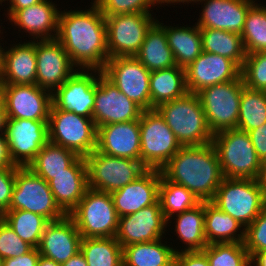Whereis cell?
I'll return each mask as SVG.
<instances>
[{"instance_id": "cell-1", "label": "cell", "mask_w": 266, "mask_h": 266, "mask_svg": "<svg viewBox=\"0 0 266 266\" xmlns=\"http://www.w3.org/2000/svg\"><path fill=\"white\" fill-rule=\"evenodd\" d=\"M60 11L57 40L82 70L102 71L109 59L105 17L98 7Z\"/></svg>"}, {"instance_id": "cell-2", "label": "cell", "mask_w": 266, "mask_h": 266, "mask_svg": "<svg viewBox=\"0 0 266 266\" xmlns=\"http://www.w3.org/2000/svg\"><path fill=\"white\" fill-rule=\"evenodd\" d=\"M160 171L166 179L186 187L200 201H211L224 178L212 142L182 146Z\"/></svg>"}, {"instance_id": "cell-3", "label": "cell", "mask_w": 266, "mask_h": 266, "mask_svg": "<svg viewBox=\"0 0 266 266\" xmlns=\"http://www.w3.org/2000/svg\"><path fill=\"white\" fill-rule=\"evenodd\" d=\"M155 109L181 146H200L212 142L214 135L197 94L187 92L180 98L159 104Z\"/></svg>"}, {"instance_id": "cell-4", "label": "cell", "mask_w": 266, "mask_h": 266, "mask_svg": "<svg viewBox=\"0 0 266 266\" xmlns=\"http://www.w3.org/2000/svg\"><path fill=\"white\" fill-rule=\"evenodd\" d=\"M216 149L223 177L230 179H256L261 166L257 152L247 132L238 129L214 134Z\"/></svg>"}, {"instance_id": "cell-5", "label": "cell", "mask_w": 266, "mask_h": 266, "mask_svg": "<svg viewBox=\"0 0 266 266\" xmlns=\"http://www.w3.org/2000/svg\"><path fill=\"white\" fill-rule=\"evenodd\" d=\"M211 202L247 228L266 205L256 179L223 178Z\"/></svg>"}, {"instance_id": "cell-6", "label": "cell", "mask_w": 266, "mask_h": 266, "mask_svg": "<svg viewBox=\"0 0 266 266\" xmlns=\"http://www.w3.org/2000/svg\"><path fill=\"white\" fill-rule=\"evenodd\" d=\"M82 238L115 237L119 216L110 193L88 189L69 213Z\"/></svg>"}, {"instance_id": "cell-7", "label": "cell", "mask_w": 266, "mask_h": 266, "mask_svg": "<svg viewBox=\"0 0 266 266\" xmlns=\"http://www.w3.org/2000/svg\"><path fill=\"white\" fill-rule=\"evenodd\" d=\"M88 187L112 193L143 175L148 168L137 160L103 154L96 149L85 157Z\"/></svg>"}, {"instance_id": "cell-8", "label": "cell", "mask_w": 266, "mask_h": 266, "mask_svg": "<svg viewBox=\"0 0 266 266\" xmlns=\"http://www.w3.org/2000/svg\"><path fill=\"white\" fill-rule=\"evenodd\" d=\"M48 141L86 157L97 146V127L92 118L51 108L48 119Z\"/></svg>"}, {"instance_id": "cell-9", "label": "cell", "mask_w": 266, "mask_h": 266, "mask_svg": "<svg viewBox=\"0 0 266 266\" xmlns=\"http://www.w3.org/2000/svg\"><path fill=\"white\" fill-rule=\"evenodd\" d=\"M244 87L242 76H240L229 82L205 87L196 93L213 135L224 130L237 129Z\"/></svg>"}, {"instance_id": "cell-10", "label": "cell", "mask_w": 266, "mask_h": 266, "mask_svg": "<svg viewBox=\"0 0 266 266\" xmlns=\"http://www.w3.org/2000/svg\"><path fill=\"white\" fill-rule=\"evenodd\" d=\"M26 210L45 217L49 222L64 218L67 214L56 203L49 183L28 167H19L9 210Z\"/></svg>"}, {"instance_id": "cell-11", "label": "cell", "mask_w": 266, "mask_h": 266, "mask_svg": "<svg viewBox=\"0 0 266 266\" xmlns=\"http://www.w3.org/2000/svg\"><path fill=\"white\" fill-rule=\"evenodd\" d=\"M139 126L141 162L148 169L161 170L182 146L156 109L143 110Z\"/></svg>"}, {"instance_id": "cell-12", "label": "cell", "mask_w": 266, "mask_h": 266, "mask_svg": "<svg viewBox=\"0 0 266 266\" xmlns=\"http://www.w3.org/2000/svg\"><path fill=\"white\" fill-rule=\"evenodd\" d=\"M157 21L152 14L132 13L105 17L109 58L135 56L150 27Z\"/></svg>"}, {"instance_id": "cell-13", "label": "cell", "mask_w": 266, "mask_h": 266, "mask_svg": "<svg viewBox=\"0 0 266 266\" xmlns=\"http://www.w3.org/2000/svg\"><path fill=\"white\" fill-rule=\"evenodd\" d=\"M102 73L143 110H151V72L135 56L109 58Z\"/></svg>"}, {"instance_id": "cell-14", "label": "cell", "mask_w": 266, "mask_h": 266, "mask_svg": "<svg viewBox=\"0 0 266 266\" xmlns=\"http://www.w3.org/2000/svg\"><path fill=\"white\" fill-rule=\"evenodd\" d=\"M7 119L48 121L52 106V92L36 84L0 85Z\"/></svg>"}, {"instance_id": "cell-15", "label": "cell", "mask_w": 266, "mask_h": 266, "mask_svg": "<svg viewBox=\"0 0 266 266\" xmlns=\"http://www.w3.org/2000/svg\"><path fill=\"white\" fill-rule=\"evenodd\" d=\"M5 136L13 164L28 167L48 142V121L7 119Z\"/></svg>"}, {"instance_id": "cell-16", "label": "cell", "mask_w": 266, "mask_h": 266, "mask_svg": "<svg viewBox=\"0 0 266 266\" xmlns=\"http://www.w3.org/2000/svg\"><path fill=\"white\" fill-rule=\"evenodd\" d=\"M143 109L130 100L103 74L96 83L92 119L96 127L139 120Z\"/></svg>"}, {"instance_id": "cell-17", "label": "cell", "mask_w": 266, "mask_h": 266, "mask_svg": "<svg viewBox=\"0 0 266 266\" xmlns=\"http://www.w3.org/2000/svg\"><path fill=\"white\" fill-rule=\"evenodd\" d=\"M101 73L100 70L78 69L62 86L52 92L51 108L92 118L96 83Z\"/></svg>"}, {"instance_id": "cell-18", "label": "cell", "mask_w": 266, "mask_h": 266, "mask_svg": "<svg viewBox=\"0 0 266 266\" xmlns=\"http://www.w3.org/2000/svg\"><path fill=\"white\" fill-rule=\"evenodd\" d=\"M36 85L53 92L78 68L57 39L36 40Z\"/></svg>"}, {"instance_id": "cell-19", "label": "cell", "mask_w": 266, "mask_h": 266, "mask_svg": "<svg viewBox=\"0 0 266 266\" xmlns=\"http://www.w3.org/2000/svg\"><path fill=\"white\" fill-rule=\"evenodd\" d=\"M167 219L165 218L159 200L139 211L119 217L116 240L122 247L135 243L152 242L165 238ZM165 231V232H164Z\"/></svg>"}, {"instance_id": "cell-20", "label": "cell", "mask_w": 266, "mask_h": 266, "mask_svg": "<svg viewBox=\"0 0 266 266\" xmlns=\"http://www.w3.org/2000/svg\"><path fill=\"white\" fill-rule=\"evenodd\" d=\"M241 76V68L231 59L202 51L185 68L188 92L197 93L205 87L229 82Z\"/></svg>"}, {"instance_id": "cell-21", "label": "cell", "mask_w": 266, "mask_h": 266, "mask_svg": "<svg viewBox=\"0 0 266 266\" xmlns=\"http://www.w3.org/2000/svg\"><path fill=\"white\" fill-rule=\"evenodd\" d=\"M96 150L110 156L141 161L139 120L98 127Z\"/></svg>"}, {"instance_id": "cell-22", "label": "cell", "mask_w": 266, "mask_h": 266, "mask_svg": "<svg viewBox=\"0 0 266 266\" xmlns=\"http://www.w3.org/2000/svg\"><path fill=\"white\" fill-rule=\"evenodd\" d=\"M81 239L74 220L66 215L47 224L37 249L40 255L62 264L80 251Z\"/></svg>"}, {"instance_id": "cell-23", "label": "cell", "mask_w": 266, "mask_h": 266, "mask_svg": "<svg viewBox=\"0 0 266 266\" xmlns=\"http://www.w3.org/2000/svg\"><path fill=\"white\" fill-rule=\"evenodd\" d=\"M160 180V170L148 169L135 181L112 192L111 196L117 215L122 217L155 204L159 199Z\"/></svg>"}, {"instance_id": "cell-24", "label": "cell", "mask_w": 266, "mask_h": 266, "mask_svg": "<svg viewBox=\"0 0 266 266\" xmlns=\"http://www.w3.org/2000/svg\"><path fill=\"white\" fill-rule=\"evenodd\" d=\"M203 9L196 25L233 33H242L245 17L254 0H198Z\"/></svg>"}, {"instance_id": "cell-25", "label": "cell", "mask_w": 266, "mask_h": 266, "mask_svg": "<svg viewBox=\"0 0 266 266\" xmlns=\"http://www.w3.org/2000/svg\"><path fill=\"white\" fill-rule=\"evenodd\" d=\"M7 49L2 51L0 85L36 84V40L13 43Z\"/></svg>"}, {"instance_id": "cell-26", "label": "cell", "mask_w": 266, "mask_h": 266, "mask_svg": "<svg viewBox=\"0 0 266 266\" xmlns=\"http://www.w3.org/2000/svg\"><path fill=\"white\" fill-rule=\"evenodd\" d=\"M52 0L16 11L8 20L14 27L29 33L33 40L56 39L60 10Z\"/></svg>"}, {"instance_id": "cell-27", "label": "cell", "mask_w": 266, "mask_h": 266, "mask_svg": "<svg viewBox=\"0 0 266 266\" xmlns=\"http://www.w3.org/2000/svg\"><path fill=\"white\" fill-rule=\"evenodd\" d=\"M48 183L56 203L69 215L89 189L85 157L79 156L65 172L53 175Z\"/></svg>"}, {"instance_id": "cell-28", "label": "cell", "mask_w": 266, "mask_h": 266, "mask_svg": "<svg viewBox=\"0 0 266 266\" xmlns=\"http://www.w3.org/2000/svg\"><path fill=\"white\" fill-rule=\"evenodd\" d=\"M135 57L150 72L176 66L165 29L156 21L147 31L145 40Z\"/></svg>"}, {"instance_id": "cell-29", "label": "cell", "mask_w": 266, "mask_h": 266, "mask_svg": "<svg viewBox=\"0 0 266 266\" xmlns=\"http://www.w3.org/2000/svg\"><path fill=\"white\" fill-rule=\"evenodd\" d=\"M245 229L236 219L220 210L211 201H205L204 234L208 245L244 242Z\"/></svg>"}, {"instance_id": "cell-30", "label": "cell", "mask_w": 266, "mask_h": 266, "mask_svg": "<svg viewBox=\"0 0 266 266\" xmlns=\"http://www.w3.org/2000/svg\"><path fill=\"white\" fill-rule=\"evenodd\" d=\"M175 215L176 218L172 216L167 220V224L172 222L170 219L175 220L174 232L181 243L185 244L184 249H179V251H202L208 245L204 234L205 201H201L195 207Z\"/></svg>"}, {"instance_id": "cell-31", "label": "cell", "mask_w": 266, "mask_h": 266, "mask_svg": "<svg viewBox=\"0 0 266 266\" xmlns=\"http://www.w3.org/2000/svg\"><path fill=\"white\" fill-rule=\"evenodd\" d=\"M157 22L165 29L167 42L173 52L177 66L188 67L202 53V38L200 28L194 26H166Z\"/></svg>"}, {"instance_id": "cell-32", "label": "cell", "mask_w": 266, "mask_h": 266, "mask_svg": "<svg viewBox=\"0 0 266 266\" xmlns=\"http://www.w3.org/2000/svg\"><path fill=\"white\" fill-rule=\"evenodd\" d=\"M170 246L162 238L124 246L123 266H174V256L179 250Z\"/></svg>"}, {"instance_id": "cell-33", "label": "cell", "mask_w": 266, "mask_h": 266, "mask_svg": "<svg viewBox=\"0 0 266 266\" xmlns=\"http://www.w3.org/2000/svg\"><path fill=\"white\" fill-rule=\"evenodd\" d=\"M187 92L184 68L176 65L168 69L151 72V109H155L161 103L180 98Z\"/></svg>"}, {"instance_id": "cell-34", "label": "cell", "mask_w": 266, "mask_h": 266, "mask_svg": "<svg viewBox=\"0 0 266 266\" xmlns=\"http://www.w3.org/2000/svg\"><path fill=\"white\" fill-rule=\"evenodd\" d=\"M202 50L234 61L240 68L246 51L240 34L212 28H200Z\"/></svg>"}, {"instance_id": "cell-35", "label": "cell", "mask_w": 266, "mask_h": 266, "mask_svg": "<svg viewBox=\"0 0 266 266\" xmlns=\"http://www.w3.org/2000/svg\"><path fill=\"white\" fill-rule=\"evenodd\" d=\"M78 157L75 152L48 141L29 164L28 168L49 182L53 179V175L65 172V169Z\"/></svg>"}, {"instance_id": "cell-36", "label": "cell", "mask_w": 266, "mask_h": 266, "mask_svg": "<svg viewBox=\"0 0 266 266\" xmlns=\"http://www.w3.org/2000/svg\"><path fill=\"white\" fill-rule=\"evenodd\" d=\"M80 251L88 266H123V247L115 237L82 238Z\"/></svg>"}, {"instance_id": "cell-37", "label": "cell", "mask_w": 266, "mask_h": 266, "mask_svg": "<svg viewBox=\"0 0 266 266\" xmlns=\"http://www.w3.org/2000/svg\"><path fill=\"white\" fill-rule=\"evenodd\" d=\"M0 217L33 248L38 247L43 231L49 223L45 217L26 210L6 211Z\"/></svg>"}, {"instance_id": "cell-38", "label": "cell", "mask_w": 266, "mask_h": 266, "mask_svg": "<svg viewBox=\"0 0 266 266\" xmlns=\"http://www.w3.org/2000/svg\"><path fill=\"white\" fill-rule=\"evenodd\" d=\"M158 200L161 210L167 220L175 216V213L185 212L201 202L186 187L169 181L162 174Z\"/></svg>"}, {"instance_id": "cell-39", "label": "cell", "mask_w": 266, "mask_h": 266, "mask_svg": "<svg viewBox=\"0 0 266 266\" xmlns=\"http://www.w3.org/2000/svg\"><path fill=\"white\" fill-rule=\"evenodd\" d=\"M266 122V91L242 90L237 129L248 132Z\"/></svg>"}, {"instance_id": "cell-40", "label": "cell", "mask_w": 266, "mask_h": 266, "mask_svg": "<svg viewBox=\"0 0 266 266\" xmlns=\"http://www.w3.org/2000/svg\"><path fill=\"white\" fill-rule=\"evenodd\" d=\"M266 5L254 3L248 10L241 38L246 54L266 51Z\"/></svg>"}, {"instance_id": "cell-41", "label": "cell", "mask_w": 266, "mask_h": 266, "mask_svg": "<svg viewBox=\"0 0 266 266\" xmlns=\"http://www.w3.org/2000/svg\"><path fill=\"white\" fill-rule=\"evenodd\" d=\"M202 252L210 266H250V257L244 242L213 243Z\"/></svg>"}, {"instance_id": "cell-42", "label": "cell", "mask_w": 266, "mask_h": 266, "mask_svg": "<svg viewBox=\"0 0 266 266\" xmlns=\"http://www.w3.org/2000/svg\"><path fill=\"white\" fill-rule=\"evenodd\" d=\"M241 76L247 88L266 91V51L246 54Z\"/></svg>"}, {"instance_id": "cell-43", "label": "cell", "mask_w": 266, "mask_h": 266, "mask_svg": "<svg viewBox=\"0 0 266 266\" xmlns=\"http://www.w3.org/2000/svg\"><path fill=\"white\" fill-rule=\"evenodd\" d=\"M92 2L104 17L132 13L151 14L153 11L151 9L155 8V4L158 5L157 0H94Z\"/></svg>"}, {"instance_id": "cell-44", "label": "cell", "mask_w": 266, "mask_h": 266, "mask_svg": "<svg viewBox=\"0 0 266 266\" xmlns=\"http://www.w3.org/2000/svg\"><path fill=\"white\" fill-rule=\"evenodd\" d=\"M244 245L250 259L257 253L266 252V205L245 229Z\"/></svg>"}, {"instance_id": "cell-45", "label": "cell", "mask_w": 266, "mask_h": 266, "mask_svg": "<svg viewBox=\"0 0 266 266\" xmlns=\"http://www.w3.org/2000/svg\"><path fill=\"white\" fill-rule=\"evenodd\" d=\"M32 249L33 247L22 240L0 217V257L3 260L14 258Z\"/></svg>"}, {"instance_id": "cell-46", "label": "cell", "mask_w": 266, "mask_h": 266, "mask_svg": "<svg viewBox=\"0 0 266 266\" xmlns=\"http://www.w3.org/2000/svg\"><path fill=\"white\" fill-rule=\"evenodd\" d=\"M18 168L4 167L0 169V216L9 210L15 184V173Z\"/></svg>"}, {"instance_id": "cell-47", "label": "cell", "mask_w": 266, "mask_h": 266, "mask_svg": "<svg viewBox=\"0 0 266 266\" xmlns=\"http://www.w3.org/2000/svg\"><path fill=\"white\" fill-rule=\"evenodd\" d=\"M174 266H210L202 251H179L174 256Z\"/></svg>"}, {"instance_id": "cell-48", "label": "cell", "mask_w": 266, "mask_h": 266, "mask_svg": "<svg viewBox=\"0 0 266 266\" xmlns=\"http://www.w3.org/2000/svg\"><path fill=\"white\" fill-rule=\"evenodd\" d=\"M261 161L266 160V122L247 132Z\"/></svg>"}, {"instance_id": "cell-49", "label": "cell", "mask_w": 266, "mask_h": 266, "mask_svg": "<svg viewBox=\"0 0 266 266\" xmlns=\"http://www.w3.org/2000/svg\"><path fill=\"white\" fill-rule=\"evenodd\" d=\"M40 258V253L37 248L18 257L4 259L3 266H37Z\"/></svg>"}, {"instance_id": "cell-50", "label": "cell", "mask_w": 266, "mask_h": 266, "mask_svg": "<svg viewBox=\"0 0 266 266\" xmlns=\"http://www.w3.org/2000/svg\"><path fill=\"white\" fill-rule=\"evenodd\" d=\"M4 167H18L15 166L10 158L8 143L5 133H0V169Z\"/></svg>"}, {"instance_id": "cell-51", "label": "cell", "mask_w": 266, "mask_h": 266, "mask_svg": "<svg viewBox=\"0 0 266 266\" xmlns=\"http://www.w3.org/2000/svg\"><path fill=\"white\" fill-rule=\"evenodd\" d=\"M10 5L9 8H7V18L9 19L16 11L29 7V6H33L36 5L40 2H42L43 0H6Z\"/></svg>"}, {"instance_id": "cell-52", "label": "cell", "mask_w": 266, "mask_h": 266, "mask_svg": "<svg viewBox=\"0 0 266 266\" xmlns=\"http://www.w3.org/2000/svg\"><path fill=\"white\" fill-rule=\"evenodd\" d=\"M60 266H88V264L83 253L79 251Z\"/></svg>"}, {"instance_id": "cell-53", "label": "cell", "mask_w": 266, "mask_h": 266, "mask_svg": "<svg viewBox=\"0 0 266 266\" xmlns=\"http://www.w3.org/2000/svg\"><path fill=\"white\" fill-rule=\"evenodd\" d=\"M256 180L260 189L266 195V160L261 162L260 170Z\"/></svg>"}, {"instance_id": "cell-54", "label": "cell", "mask_w": 266, "mask_h": 266, "mask_svg": "<svg viewBox=\"0 0 266 266\" xmlns=\"http://www.w3.org/2000/svg\"><path fill=\"white\" fill-rule=\"evenodd\" d=\"M6 121H7V115H6L5 104L2 97L0 96V133H5Z\"/></svg>"}, {"instance_id": "cell-55", "label": "cell", "mask_w": 266, "mask_h": 266, "mask_svg": "<svg viewBox=\"0 0 266 266\" xmlns=\"http://www.w3.org/2000/svg\"><path fill=\"white\" fill-rule=\"evenodd\" d=\"M250 266H266V252L255 254L250 259Z\"/></svg>"}, {"instance_id": "cell-56", "label": "cell", "mask_w": 266, "mask_h": 266, "mask_svg": "<svg viewBox=\"0 0 266 266\" xmlns=\"http://www.w3.org/2000/svg\"><path fill=\"white\" fill-rule=\"evenodd\" d=\"M197 1L198 0H157V3H158V5L160 4V7L162 6V4H164L165 5V3H166V6L168 5V4H172V5H175V4H181V3H183V4H189V3H192V4H194V3H197Z\"/></svg>"}, {"instance_id": "cell-57", "label": "cell", "mask_w": 266, "mask_h": 266, "mask_svg": "<svg viewBox=\"0 0 266 266\" xmlns=\"http://www.w3.org/2000/svg\"><path fill=\"white\" fill-rule=\"evenodd\" d=\"M37 266H60V264L52 259L40 255Z\"/></svg>"}, {"instance_id": "cell-58", "label": "cell", "mask_w": 266, "mask_h": 266, "mask_svg": "<svg viewBox=\"0 0 266 266\" xmlns=\"http://www.w3.org/2000/svg\"><path fill=\"white\" fill-rule=\"evenodd\" d=\"M0 27H2V25ZM1 31L2 30L0 29V34L1 33L3 34V32H1ZM2 51H3V48H2L1 43H0V70H1V66H2Z\"/></svg>"}, {"instance_id": "cell-59", "label": "cell", "mask_w": 266, "mask_h": 266, "mask_svg": "<svg viewBox=\"0 0 266 266\" xmlns=\"http://www.w3.org/2000/svg\"><path fill=\"white\" fill-rule=\"evenodd\" d=\"M3 259L0 257V266H3Z\"/></svg>"}, {"instance_id": "cell-60", "label": "cell", "mask_w": 266, "mask_h": 266, "mask_svg": "<svg viewBox=\"0 0 266 266\" xmlns=\"http://www.w3.org/2000/svg\"><path fill=\"white\" fill-rule=\"evenodd\" d=\"M3 1L5 2L6 0H0V4H1V5H2V3H4Z\"/></svg>"}]
</instances>
